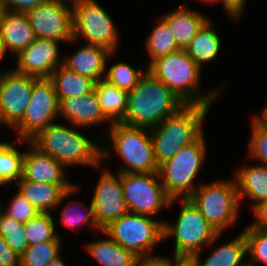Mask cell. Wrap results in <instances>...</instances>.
Masks as SVG:
<instances>
[{"instance_id": "obj_28", "label": "cell", "mask_w": 267, "mask_h": 266, "mask_svg": "<svg viewBox=\"0 0 267 266\" xmlns=\"http://www.w3.org/2000/svg\"><path fill=\"white\" fill-rule=\"evenodd\" d=\"M58 102L69 97L88 94L94 90L95 81L69 70L63 64L57 67L50 75Z\"/></svg>"}, {"instance_id": "obj_16", "label": "cell", "mask_w": 267, "mask_h": 266, "mask_svg": "<svg viewBox=\"0 0 267 266\" xmlns=\"http://www.w3.org/2000/svg\"><path fill=\"white\" fill-rule=\"evenodd\" d=\"M58 43L55 40L36 38L16 56L17 66L13 70L36 78H49L63 64V59L59 58Z\"/></svg>"}, {"instance_id": "obj_19", "label": "cell", "mask_w": 267, "mask_h": 266, "mask_svg": "<svg viewBox=\"0 0 267 266\" xmlns=\"http://www.w3.org/2000/svg\"><path fill=\"white\" fill-rule=\"evenodd\" d=\"M15 185L18 186L20 194L40 213L54 211L67 197L75 193L78 187L74 184L36 183L22 177Z\"/></svg>"}, {"instance_id": "obj_37", "label": "cell", "mask_w": 267, "mask_h": 266, "mask_svg": "<svg viewBox=\"0 0 267 266\" xmlns=\"http://www.w3.org/2000/svg\"><path fill=\"white\" fill-rule=\"evenodd\" d=\"M251 137L249 141V158L258 160L259 164L267 166V125L256 115L251 120Z\"/></svg>"}, {"instance_id": "obj_39", "label": "cell", "mask_w": 267, "mask_h": 266, "mask_svg": "<svg viewBox=\"0 0 267 266\" xmlns=\"http://www.w3.org/2000/svg\"><path fill=\"white\" fill-rule=\"evenodd\" d=\"M0 266H20L19 255L16 254L0 236Z\"/></svg>"}, {"instance_id": "obj_9", "label": "cell", "mask_w": 267, "mask_h": 266, "mask_svg": "<svg viewBox=\"0 0 267 266\" xmlns=\"http://www.w3.org/2000/svg\"><path fill=\"white\" fill-rule=\"evenodd\" d=\"M189 199L218 233L233 226L240 216L241 204L234 178L202 184Z\"/></svg>"}, {"instance_id": "obj_14", "label": "cell", "mask_w": 267, "mask_h": 266, "mask_svg": "<svg viewBox=\"0 0 267 266\" xmlns=\"http://www.w3.org/2000/svg\"><path fill=\"white\" fill-rule=\"evenodd\" d=\"M32 88L33 76L13 69L0 72V127L13 128L23 118Z\"/></svg>"}, {"instance_id": "obj_6", "label": "cell", "mask_w": 267, "mask_h": 266, "mask_svg": "<svg viewBox=\"0 0 267 266\" xmlns=\"http://www.w3.org/2000/svg\"><path fill=\"white\" fill-rule=\"evenodd\" d=\"M104 136L109 139V146L116 151L123 167L119 173H155L158 165L154 158L153 143L150 137V129L131 126L122 122L112 123Z\"/></svg>"}, {"instance_id": "obj_12", "label": "cell", "mask_w": 267, "mask_h": 266, "mask_svg": "<svg viewBox=\"0 0 267 266\" xmlns=\"http://www.w3.org/2000/svg\"><path fill=\"white\" fill-rule=\"evenodd\" d=\"M59 116V102L49 78L33 77L32 95L23 118L12 128L17 140L30 141Z\"/></svg>"}, {"instance_id": "obj_8", "label": "cell", "mask_w": 267, "mask_h": 266, "mask_svg": "<svg viewBox=\"0 0 267 266\" xmlns=\"http://www.w3.org/2000/svg\"><path fill=\"white\" fill-rule=\"evenodd\" d=\"M164 220H155L150 216L126 213L111 222L101 233L125 249L131 250L142 260L163 256L151 255L152 248L164 241Z\"/></svg>"}, {"instance_id": "obj_41", "label": "cell", "mask_w": 267, "mask_h": 266, "mask_svg": "<svg viewBox=\"0 0 267 266\" xmlns=\"http://www.w3.org/2000/svg\"><path fill=\"white\" fill-rule=\"evenodd\" d=\"M222 3L224 11L230 18L239 19L245 11L246 0H219Z\"/></svg>"}, {"instance_id": "obj_15", "label": "cell", "mask_w": 267, "mask_h": 266, "mask_svg": "<svg viewBox=\"0 0 267 266\" xmlns=\"http://www.w3.org/2000/svg\"><path fill=\"white\" fill-rule=\"evenodd\" d=\"M116 173L117 176L104 169L92 196L95 220L101 230L129 212L125 204L120 173Z\"/></svg>"}, {"instance_id": "obj_13", "label": "cell", "mask_w": 267, "mask_h": 266, "mask_svg": "<svg viewBox=\"0 0 267 266\" xmlns=\"http://www.w3.org/2000/svg\"><path fill=\"white\" fill-rule=\"evenodd\" d=\"M26 15L36 38L68 43L73 39L72 7L68 3L46 0Z\"/></svg>"}, {"instance_id": "obj_48", "label": "cell", "mask_w": 267, "mask_h": 266, "mask_svg": "<svg viewBox=\"0 0 267 266\" xmlns=\"http://www.w3.org/2000/svg\"><path fill=\"white\" fill-rule=\"evenodd\" d=\"M6 55L2 40L0 38V61H3L4 57Z\"/></svg>"}, {"instance_id": "obj_26", "label": "cell", "mask_w": 267, "mask_h": 266, "mask_svg": "<svg viewBox=\"0 0 267 266\" xmlns=\"http://www.w3.org/2000/svg\"><path fill=\"white\" fill-rule=\"evenodd\" d=\"M208 19L184 49L187 55L202 69V65L212 62L220 51V36Z\"/></svg>"}, {"instance_id": "obj_5", "label": "cell", "mask_w": 267, "mask_h": 266, "mask_svg": "<svg viewBox=\"0 0 267 266\" xmlns=\"http://www.w3.org/2000/svg\"><path fill=\"white\" fill-rule=\"evenodd\" d=\"M181 200L182 208L176 222L164 221V240L175 238L174 259H191L202 246L215 244L221 233L211 226L189 198Z\"/></svg>"}, {"instance_id": "obj_32", "label": "cell", "mask_w": 267, "mask_h": 266, "mask_svg": "<svg viewBox=\"0 0 267 266\" xmlns=\"http://www.w3.org/2000/svg\"><path fill=\"white\" fill-rule=\"evenodd\" d=\"M62 241H46L30 245L19 256L20 266H46L60 255Z\"/></svg>"}, {"instance_id": "obj_40", "label": "cell", "mask_w": 267, "mask_h": 266, "mask_svg": "<svg viewBox=\"0 0 267 266\" xmlns=\"http://www.w3.org/2000/svg\"><path fill=\"white\" fill-rule=\"evenodd\" d=\"M46 0H3L6 11L26 13Z\"/></svg>"}, {"instance_id": "obj_31", "label": "cell", "mask_w": 267, "mask_h": 266, "mask_svg": "<svg viewBox=\"0 0 267 266\" xmlns=\"http://www.w3.org/2000/svg\"><path fill=\"white\" fill-rule=\"evenodd\" d=\"M54 221L51 213H39L24 223L28 246L46 241H62L55 232Z\"/></svg>"}, {"instance_id": "obj_17", "label": "cell", "mask_w": 267, "mask_h": 266, "mask_svg": "<svg viewBox=\"0 0 267 266\" xmlns=\"http://www.w3.org/2000/svg\"><path fill=\"white\" fill-rule=\"evenodd\" d=\"M30 146L24 151L22 178L36 183L74 184L65 178L66 167L49 154L41 152L30 141Z\"/></svg>"}, {"instance_id": "obj_49", "label": "cell", "mask_w": 267, "mask_h": 266, "mask_svg": "<svg viewBox=\"0 0 267 266\" xmlns=\"http://www.w3.org/2000/svg\"><path fill=\"white\" fill-rule=\"evenodd\" d=\"M56 1H63V2H66V3H70V6L72 5V4H74V3H76V2H78V1H80V0H56Z\"/></svg>"}, {"instance_id": "obj_30", "label": "cell", "mask_w": 267, "mask_h": 266, "mask_svg": "<svg viewBox=\"0 0 267 266\" xmlns=\"http://www.w3.org/2000/svg\"><path fill=\"white\" fill-rule=\"evenodd\" d=\"M14 143L0 141V185L16 183L22 177L23 155Z\"/></svg>"}, {"instance_id": "obj_3", "label": "cell", "mask_w": 267, "mask_h": 266, "mask_svg": "<svg viewBox=\"0 0 267 266\" xmlns=\"http://www.w3.org/2000/svg\"><path fill=\"white\" fill-rule=\"evenodd\" d=\"M147 70L186 105L211 106L217 93L219 96L220 90L207 94L199 91L202 69L183 49L156 58Z\"/></svg>"}, {"instance_id": "obj_36", "label": "cell", "mask_w": 267, "mask_h": 266, "mask_svg": "<svg viewBox=\"0 0 267 266\" xmlns=\"http://www.w3.org/2000/svg\"><path fill=\"white\" fill-rule=\"evenodd\" d=\"M80 205L83 206L80 201L71 200L66 207L62 209L61 222L63 225L75 230L80 224L82 225L85 223L95 230H99V232L102 231L95 220L92 202H90L89 208L84 205L85 212H81L82 210L80 211V208H77L81 207Z\"/></svg>"}, {"instance_id": "obj_44", "label": "cell", "mask_w": 267, "mask_h": 266, "mask_svg": "<svg viewBox=\"0 0 267 266\" xmlns=\"http://www.w3.org/2000/svg\"><path fill=\"white\" fill-rule=\"evenodd\" d=\"M169 266H195L191 259H170Z\"/></svg>"}, {"instance_id": "obj_18", "label": "cell", "mask_w": 267, "mask_h": 266, "mask_svg": "<svg viewBox=\"0 0 267 266\" xmlns=\"http://www.w3.org/2000/svg\"><path fill=\"white\" fill-rule=\"evenodd\" d=\"M59 115L74 128L93 127L109 120L103 115L96 92L59 101Z\"/></svg>"}, {"instance_id": "obj_23", "label": "cell", "mask_w": 267, "mask_h": 266, "mask_svg": "<svg viewBox=\"0 0 267 266\" xmlns=\"http://www.w3.org/2000/svg\"><path fill=\"white\" fill-rule=\"evenodd\" d=\"M239 200L253 201L252 208L267 200V166L262 164L245 166L234 173Z\"/></svg>"}, {"instance_id": "obj_42", "label": "cell", "mask_w": 267, "mask_h": 266, "mask_svg": "<svg viewBox=\"0 0 267 266\" xmlns=\"http://www.w3.org/2000/svg\"><path fill=\"white\" fill-rule=\"evenodd\" d=\"M252 210L255 220L249 226L267 230V200L256 204Z\"/></svg>"}, {"instance_id": "obj_20", "label": "cell", "mask_w": 267, "mask_h": 266, "mask_svg": "<svg viewBox=\"0 0 267 266\" xmlns=\"http://www.w3.org/2000/svg\"><path fill=\"white\" fill-rule=\"evenodd\" d=\"M108 49L86 43L70 57L63 59V65L79 75L87 76L95 82L105 77L107 59L112 56ZM111 55V56H109Z\"/></svg>"}, {"instance_id": "obj_38", "label": "cell", "mask_w": 267, "mask_h": 266, "mask_svg": "<svg viewBox=\"0 0 267 266\" xmlns=\"http://www.w3.org/2000/svg\"><path fill=\"white\" fill-rule=\"evenodd\" d=\"M5 210L3 211L5 214L21 223H27L40 213L19 191L11 199Z\"/></svg>"}, {"instance_id": "obj_4", "label": "cell", "mask_w": 267, "mask_h": 266, "mask_svg": "<svg viewBox=\"0 0 267 266\" xmlns=\"http://www.w3.org/2000/svg\"><path fill=\"white\" fill-rule=\"evenodd\" d=\"M210 107L185 105L176 114L150 128L154 158L158 166L203 134V121Z\"/></svg>"}, {"instance_id": "obj_46", "label": "cell", "mask_w": 267, "mask_h": 266, "mask_svg": "<svg viewBox=\"0 0 267 266\" xmlns=\"http://www.w3.org/2000/svg\"><path fill=\"white\" fill-rule=\"evenodd\" d=\"M257 117L267 125V104L260 113V116L257 115Z\"/></svg>"}, {"instance_id": "obj_10", "label": "cell", "mask_w": 267, "mask_h": 266, "mask_svg": "<svg viewBox=\"0 0 267 266\" xmlns=\"http://www.w3.org/2000/svg\"><path fill=\"white\" fill-rule=\"evenodd\" d=\"M71 7L73 39L69 43H77L80 37H84L88 44L115 53L120 41L119 31L105 9L96 0H80Z\"/></svg>"}, {"instance_id": "obj_29", "label": "cell", "mask_w": 267, "mask_h": 266, "mask_svg": "<svg viewBox=\"0 0 267 266\" xmlns=\"http://www.w3.org/2000/svg\"><path fill=\"white\" fill-rule=\"evenodd\" d=\"M145 45L146 51L150 57L148 65L156 58L180 49L173 32L162 17L158 18V22L146 39Z\"/></svg>"}, {"instance_id": "obj_11", "label": "cell", "mask_w": 267, "mask_h": 266, "mask_svg": "<svg viewBox=\"0 0 267 266\" xmlns=\"http://www.w3.org/2000/svg\"><path fill=\"white\" fill-rule=\"evenodd\" d=\"M125 204L133 214L155 216L163 208L173 205L177 199H170L155 173H120Z\"/></svg>"}, {"instance_id": "obj_51", "label": "cell", "mask_w": 267, "mask_h": 266, "mask_svg": "<svg viewBox=\"0 0 267 266\" xmlns=\"http://www.w3.org/2000/svg\"><path fill=\"white\" fill-rule=\"evenodd\" d=\"M3 206L0 204V216H1V213L3 212V208H2Z\"/></svg>"}, {"instance_id": "obj_45", "label": "cell", "mask_w": 267, "mask_h": 266, "mask_svg": "<svg viewBox=\"0 0 267 266\" xmlns=\"http://www.w3.org/2000/svg\"><path fill=\"white\" fill-rule=\"evenodd\" d=\"M46 266H67L63 259L59 256L50 261Z\"/></svg>"}, {"instance_id": "obj_50", "label": "cell", "mask_w": 267, "mask_h": 266, "mask_svg": "<svg viewBox=\"0 0 267 266\" xmlns=\"http://www.w3.org/2000/svg\"><path fill=\"white\" fill-rule=\"evenodd\" d=\"M200 1L207 3L219 2V0H200Z\"/></svg>"}, {"instance_id": "obj_7", "label": "cell", "mask_w": 267, "mask_h": 266, "mask_svg": "<svg viewBox=\"0 0 267 266\" xmlns=\"http://www.w3.org/2000/svg\"><path fill=\"white\" fill-rule=\"evenodd\" d=\"M204 133L193 143L182 147L173 158L158 166V175L170 199L189 198L198 188L194 179L203 166L206 156Z\"/></svg>"}, {"instance_id": "obj_34", "label": "cell", "mask_w": 267, "mask_h": 266, "mask_svg": "<svg viewBox=\"0 0 267 266\" xmlns=\"http://www.w3.org/2000/svg\"><path fill=\"white\" fill-rule=\"evenodd\" d=\"M0 236H2L8 246L19 256L28 247L24 223L16 221L4 212L0 216Z\"/></svg>"}, {"instance_id": "obj_43", "label": "cell", "mask_w": 267, "mask_h": 266, "mask_svg": "<svg viewBox=\"0 0 267 266\" xmlns=\"http://www.w3.org/2000/svg\"><path fill=\"white\" fill-rule=\"evenodd\" d=\"M139 266H169L168 257L141 260Z\"/></svg>"}, {"instance_id": "obj_22", "label": "cell", "mask_w": 267, "mask_h": 266, "mask_svg": "<svg viewBox=\"0 0 267 266\" xmlns=\"http://www.w3.org/2000/svg\"><path fill=\"white\" fill-rule=\"evenodd\" d=\"M167 22L180 49H185L196 36L198 30L209 19L200 12L185 5L162 16Z\"/></svg>"}, {"instance_id": "obj_33", "label": "cell", "mask_w": 267, "mask_h": 266, "mask_svg": "<svg viewBox=\"0 0 267 266\" xmlns=\"http://www.w3.org/2000/svg\"><path fill=\"white\" fill-rule=\"evenodd\" d=\"M146 71L147 67L144 70L140 67L137 69L122 61L112 64L103 78L118 88L129 92L136 86Z\"/></svg>"}, {"instance_id": "obj_2", "label": "cell", "mask_w": 267, "mask_h": 266, "mask_svg": "<svg viewBox=\"0 0 267 266\" xmlns=\"http://www.w3.org/2000/svg\"><path fill=\"white\" fill-rule=\"evenodd\" d=\"M186 104L148 70L128 92L124 124L152 128Z\"/></svg>"}, {"instance_id": "obj_21", "label": "cell", "mask_w": 267, "mask_h": 266, "mask_svg": "<svg viewBox=\"0 0 267 266\" xmlns=\"http://www.w3.org/2000/svg\"><path fill=\"white\" fill-rule=\"evenodd\" d=\"M0 38L5 52L15 57L35 39L26 13L6 11L0 24Z\"/></svg>"}, {"instance_id": "obj_25", "label": "cell", "mask_w": 267, "mask_h": 266, "mask_svg": "<svg viewBox=\"0 0 267 266\" xmlns=\"http://www.w3.org/2000/svg\"><path fill=\"white\" fill-rule=\"evenodd\" d=\"M200 253H196L191 261L195 266H248L247 261L242 262L247 254V241L242 233L228 243L221 244L201 262Z\"/></svg>"}, {"instance_id": "obj_35", "label": "cell", "mask_w": 267, "mask_h": 266, "mask_svg": "<svg viewBox=\"0 0 267 266\" xmlns=\"http://www.w3.org/2000/svg\"><path fill=\"white\" fill-rule=\"evenodd\" d=\"M243 234L247 241V253L251 257L248 266L259 262L267 266V230L248 226Z\"/></svg>"}, {"instance_id": "obj_27", "label": "cell", "mask_w": 267, "mask_h": 266, "mask_svg": "<svg viewBox=\"0 0 267 266\" xmlns=\"http://www.w3.org/2000/svg\"><path fill=\"white\" fill-rule=\"evenodd\" d=\"M103 115L109 120V124L121 122L124 119L127 108L128 92L100 79L94 84Z\"/></svg>"}, {"instance_id": "obj_24", "label": "cell", "mask_w": 267, "mask_h": 266, "mask_svg": "<svg viewBox=\"0 0 267 266\" xmlns=\"http://www.w3.org/2000/svg\"><path fill=\"white\" fill-rule=\"evenodd\" d=\"M84 245V248L102 266H139V258L131 250L125 249L109 236Z\"/></svg>"}, {"instance_id": "obj_1", "label": "cell", "mask_w": 267, "mask_h": 266, "mask_svg": "<svg viewBox=\"0 0 267 266\" xmlns=\"http://www.w3.org/2000/svg\"><path fill=\"white\" fill-rule=\"evenodd\" d=\"M30 142L66 168L80 165L91 166L98 170L103 165L102 161L110 156L107 143L102 146L75 128L54 122L41 130Z\"/></svg>"}, {"instance_id": "obj_47", "label": "cell", "mask_w": 267, "mask_h": 266, "mask_svg": "<svg viewBox=\"0 0 267 266\" xmlns=\"http://www.w3.org/2000/svg\"><path fill=\"white\" fill-rule=\"evenodd\" d=\"M5 13H6L5 5L3 3V0H0V24L2 22V19H3Z\"/></svg>"}]
</instances>
